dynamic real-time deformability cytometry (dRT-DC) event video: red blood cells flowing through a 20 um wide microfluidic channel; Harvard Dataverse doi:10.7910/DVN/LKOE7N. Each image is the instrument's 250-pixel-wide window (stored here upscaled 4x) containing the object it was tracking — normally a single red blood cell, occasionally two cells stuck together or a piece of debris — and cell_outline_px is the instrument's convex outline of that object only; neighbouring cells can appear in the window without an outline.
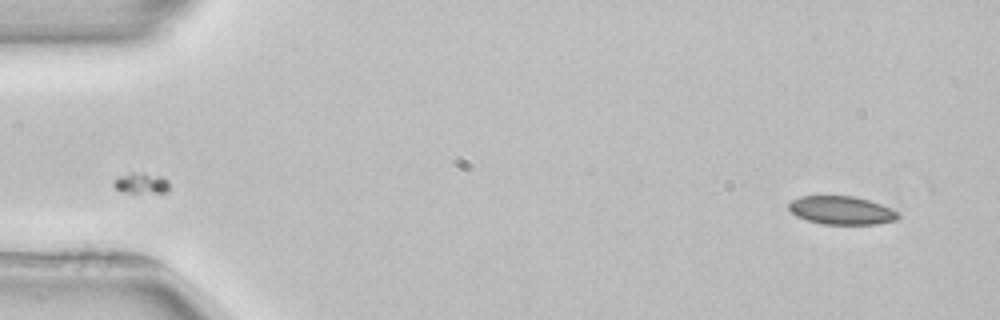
{"species": "common noctule bat (a hibernating species)", "species_latin": "Nyctalus noctula", "temperature_condition": "room temperature", "stored_images_in_passage": 20, "camera_frame_rate_fps": 3000, "um_per_image_px": 0.085, "animal": {"sex": "female", "body_mass_g": 22.7, "forearm_length_mm": 54.2}, "frame": {"image": 1, "passage_image": 2, "time_ms": 0.333, "image_size_px": [1000, 320], "cell_outline_px": [[900, 216], [896, 220], [876, 224], [824, 224], [808, 220], [796, 216], [788, 208], [788, 204], [792, 200], [800, 196], [856, 196], [892, 208], [900, 212]], "centroid_in_image_um": [71.55, 17.87], "position_along_channel_um": 13.4, "area_um2": 18.09}}
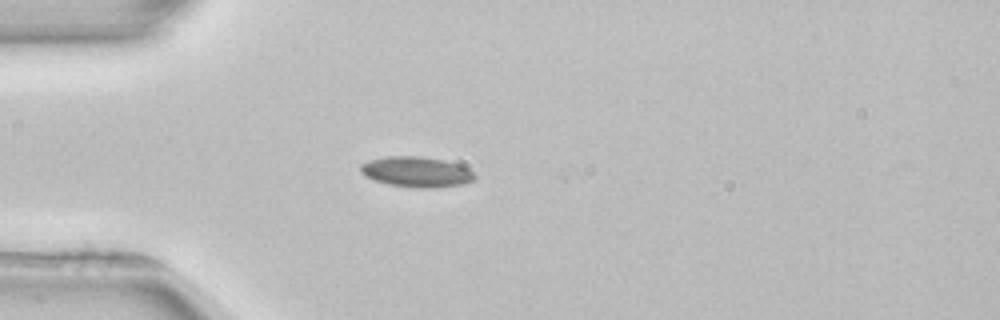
{"frame": {"image": 2, "passage_image": 13, "time_ms": 4.0, "image_size_px": [1000, 320], "cell_outline_px": [[476, 176], [472, 180], [464, 184], [432, 188], [420, 188], [388, 184], [364, 176], [360, 172], [360, 164], [368, 160], [388, 156], [420, 156], [444, 160], [456, 164], [472, 172]], "centroid_in_image_um": [35.35, 14.61], "position_along_channel_um": 49.7, "area_um2": 20.06}}